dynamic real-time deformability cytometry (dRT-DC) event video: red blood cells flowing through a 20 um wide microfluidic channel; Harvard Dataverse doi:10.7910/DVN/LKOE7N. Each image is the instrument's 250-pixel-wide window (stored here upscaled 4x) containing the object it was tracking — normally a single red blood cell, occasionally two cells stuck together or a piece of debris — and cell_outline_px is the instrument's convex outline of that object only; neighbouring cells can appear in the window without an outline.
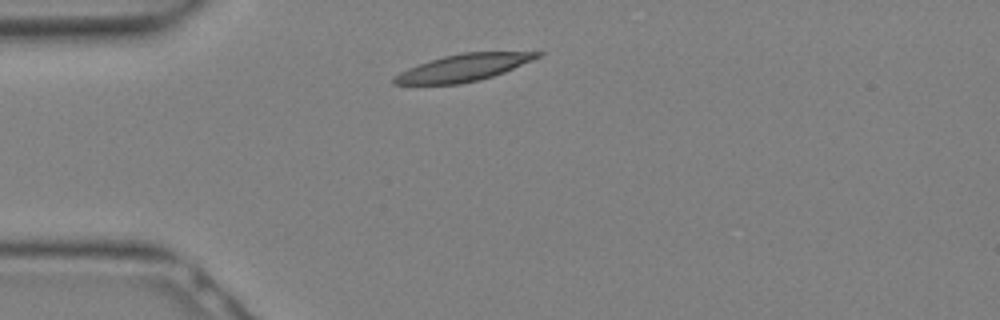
{"species": "Egyptian fruit bat (a non-hibernating species)", "species_latin": "Rousettus aegyptiacus", "temperature_condition": "warm", "stored_images_in_passage": 6, "camera_frame_rate_fps": 3000, "um_per_image_px": 0.085, "animal": {"sex": "female"}, "frame": {"image": 1, "passage_image": 1, "time_ms": 0.0, "image_size_px": [1000, 320], "cell_outline_px": [[544, 52], [540, 56], [532, 60], [504, 72], [480, 80], [460, 84], [392, 84], [392, 80], [400, 72], [408, 68], [444, 56], [464, 52]], "centroid_in_image_um": [39.39, 5.76], "position_along_channel_um": 45.6, "area_um2": 22.14}}
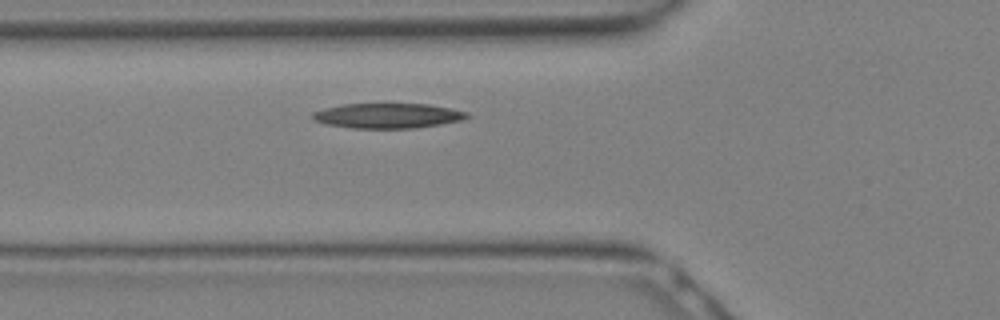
{"frame": {"image": 2, "passage_image": 4, "time_ms": 1.0, "image_size_px": [1000, 320], "cell_outline_px": [[468, 116], [460, 120], [440, 124], [416, 128], [352, 128], [324, 124], [316, 120], [312, 116], [312, 112], [324, 108], [344, 104], [428, 104], [468, 112]], "centroid_in_image_um": [32.92, 9.84], "position_along_channel_um": 92.9, "area_um2": 22.25}}
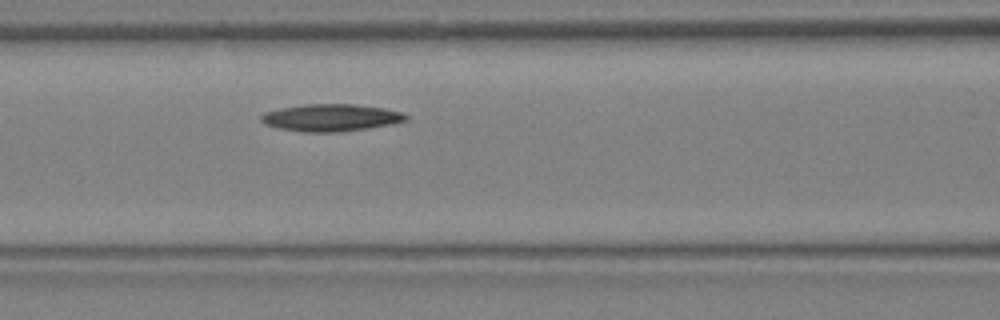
{"frame": {"image": 3, "passage_image": 6, "time_ms": 1.667, "image_size_px": [1000, 320], "cell_outline_px": [[408, 120], [368, 128], [340, 132], [304, 132], [276, 128], [260, 120], [260, 116], [264, 112], [280, 108], [304, 104], [356, 104], [384, 108], [400, 112], [408, 116]], "centroid_in_image_um": [28.1, 10.0], "position_along_channel_um": 138.5, "area_um2": 22.89}}